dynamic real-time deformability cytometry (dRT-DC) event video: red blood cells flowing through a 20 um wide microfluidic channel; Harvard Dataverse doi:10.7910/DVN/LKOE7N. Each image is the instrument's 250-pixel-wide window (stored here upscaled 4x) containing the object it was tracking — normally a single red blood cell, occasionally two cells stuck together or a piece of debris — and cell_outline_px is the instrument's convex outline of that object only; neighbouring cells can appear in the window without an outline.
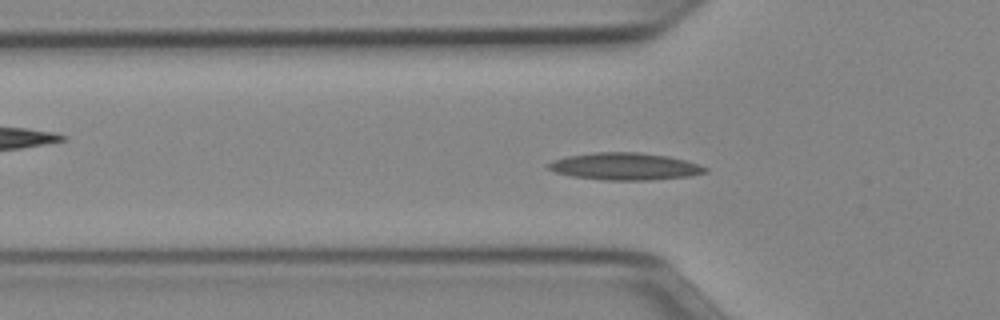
{"species": "Egyptian fruit bat (a non-hibernating species)", "species_latin": "Rousettus aegyptiacus", "temperature_condition": "cold", "stored_images_in_passage": 51, "camera_frame_rate_fps": 3000, "um_per_image_px": 0.085, "animal": {"sex": "female"}, "frame": {"image": 1, "passage_image": 16, "time_ms": 5.0, "image_size_px": [1000, 320], "cell_outline_px": [[708, 172], [688, 176], [648, 180], [604, 180], [572, 176], [556, 172], [548, 168], [544, 164], [552, 160], [568, 156], [596, 152], [640, 152], [668, 156], [684, 160], [708, 168]], "centroid_in_image_um": [53.08, 14.14], "position_along_channel_um": 72.7, "area_um2": 24.74}}
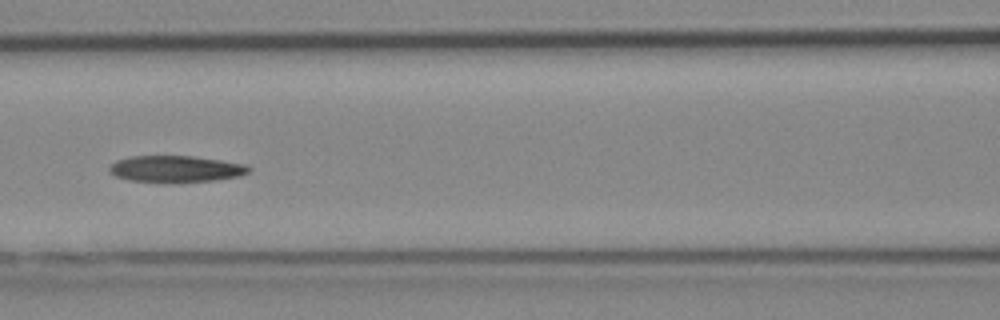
{"frame": {"image": 2, "passage_image": 22, "time_ms": 7.0, "image_size_px": [1000, 320], "cell_outline_px": [[252, 168], [248, 172], [240, 176], [212, 180], [172, 184], [128, 180], [116, 176], [108, 172], [108, 168], [116, 160], [128, 156], [192, 156], [248, 164]], "centroid_in_image_um": [14.92, 14.37], "position_along_channel_um": 151.7, "area_um2": 22.08}}
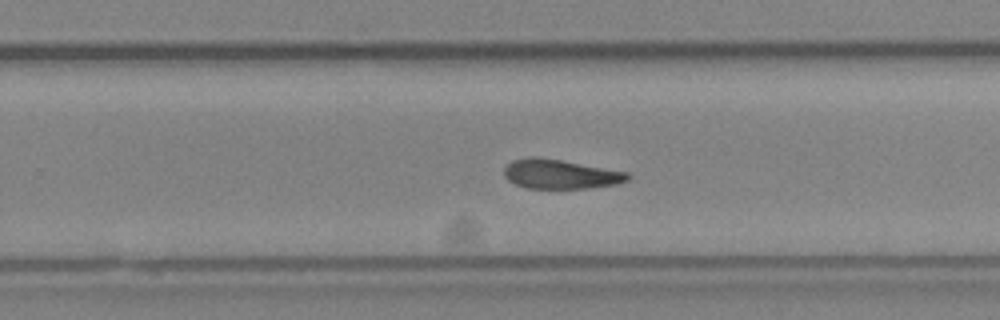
{"frame": {"image": 3, "passage_image": 32, "time_ms": 10.333, "image_size_px": [1000, 320], "cell_outline_px": [[632, 176], [628, 180], [616, 184], [588, 188], [528, 188], [516, 184], [508, 180], [504, 176], [504, 168], [512, 160], [532, 156], [560, 160], [628, 172]], "centroid_in_image_um": [47.63, 14.8], "position_along_channel_um": 282.2, "area_um2": 20.98}, "authors_computed_cell_mechanics": {"area_um2": 21.5016, "velocity_mm_per_s": 3.9413, "shape_relaxation_time_tau1_ms": null, "shape_relaxation_time_tau2_ms": 5.5014, "deformation_change_tau1": null, "deformation_change_tau2": 0.136}}